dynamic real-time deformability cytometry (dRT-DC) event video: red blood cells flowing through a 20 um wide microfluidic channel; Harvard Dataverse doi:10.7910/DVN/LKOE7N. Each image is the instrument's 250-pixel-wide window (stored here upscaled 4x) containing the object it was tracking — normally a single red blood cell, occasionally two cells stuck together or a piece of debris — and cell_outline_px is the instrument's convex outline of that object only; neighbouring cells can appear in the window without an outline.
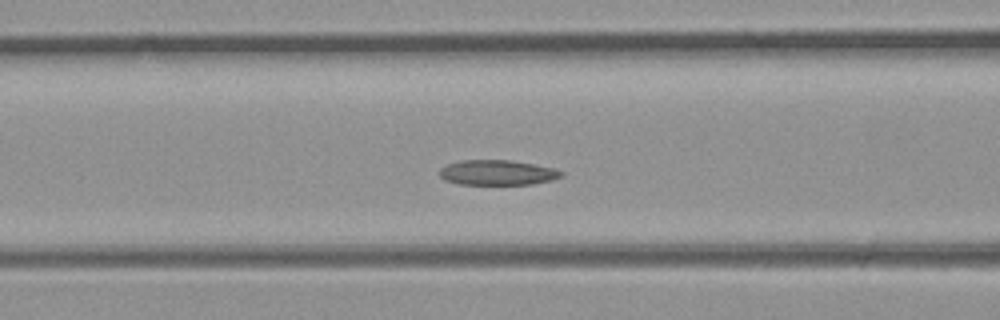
{"species": "common noctule bat (a hibernating species)", "species_latin": "Nyctalus noctula", "temperature_condition": "room temperature", "stored_images_in_passage": 30, "camera_frame_rate_fps": 3000, "um_per_image_px": 0.085, "animal": {"sex": "male", "body_mass_g": 23.1, "forearm_length_mm": 52.7}, "frame": {"image": 1, "passage_image": 9, "time_ms": 2.667, "image_size_px": [1000, 320], "cell_outline_px": [[564, 172], [560, 176], [552, 180], [532, 184], [460, 184], [444, 180], [440, 176], [440, 168], [448, 164], [460, 160], [512, 160], [556, 168]], "centroid_in_image_um": [42.28, 14.66], "position_along_channel_um": 124.3, "area_um2": 17.8}}
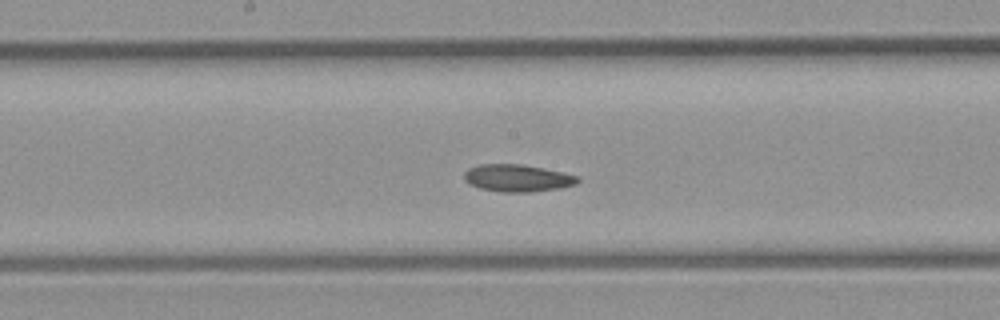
{"frame": {"image": 2, "passage_image": 13, "time_ms": 4.0, "image_size_px": [1000, 320], "cell_outline_px": [[580, 180], [576, 184], [560, 188], [528, 192], [500, 192], [480, 188], [464, 180], [464, 172], [468, 168], [480, 164], [524, 164], [564, 172], [580, 176]], "centroid_in_image_um": [44.01, 15.12], "position_along_channel_um": 204.2, "area_um2": 18.15}}
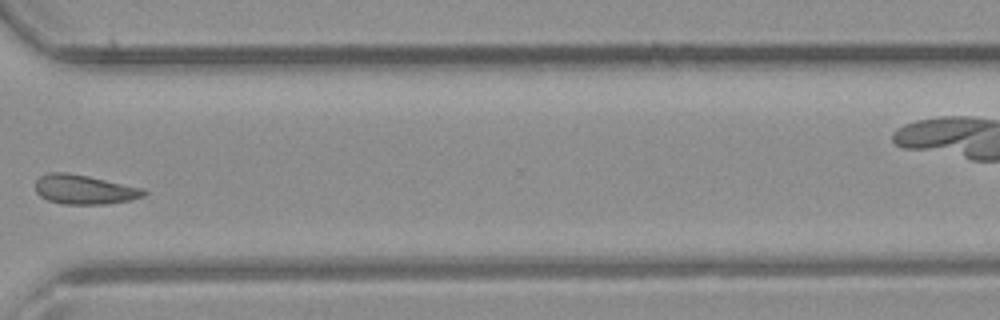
{"frame": {"image": 3, "passage_image": 21, "time_ms": 6.667, "image_size_px": [1000, 320], "cell_outline_px": [[148, 192], [144, 196], [132, 200], [104, 204], [64, 204], [48, 200], [40, 196], [36, 192], [36, 180], [40, 176], [48, 172], [64, 172], [88, 176], [144, 188]], "centroid_in_image_um": [7.18, 16.11], "position_along_channel_um": 363.4, "area_um2": 18.61}}